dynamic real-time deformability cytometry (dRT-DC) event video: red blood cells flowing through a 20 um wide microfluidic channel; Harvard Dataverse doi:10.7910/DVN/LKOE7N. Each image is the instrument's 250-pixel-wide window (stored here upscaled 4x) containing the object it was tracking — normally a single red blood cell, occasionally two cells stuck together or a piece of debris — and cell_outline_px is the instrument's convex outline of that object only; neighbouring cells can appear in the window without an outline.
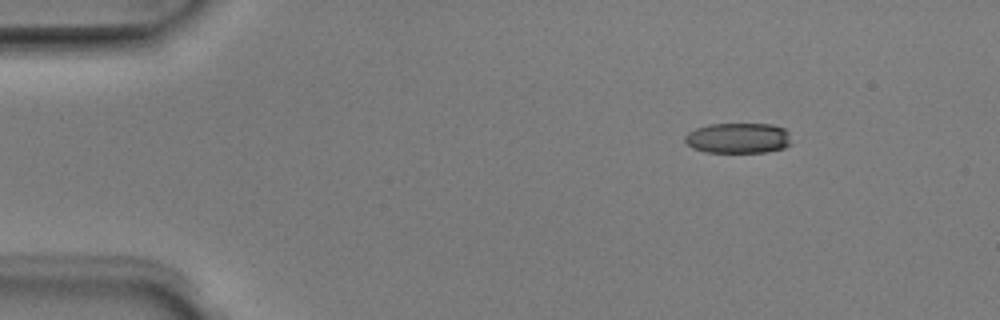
{"species": "Egyptian fruit bat (a non-hibernating species)", "species_latin": "Rousettus aegyptiacus", "temperature_condition": "room temperature", "stored_images_in_passage": 4, "camera_frame_rate_fps": 3000, "um_per_image_px": 0.085, "animal": {"sex": "male"}, "frame": {"image": 1, "passage_image": 2, "time_ms": 0.333, "image_size_px": [1000, 320], "cell_outline_px": [[792, 144], [784, 148], [764, 152], [704, 152], [692, 148], [684, 140], [684, 136], [688, 132], [696, 128], [708, 124], [772, 124], [784, 128], [788, 132]], "centroid_in_image_um": [62.74, 11.74], "position_along_channel_um": 22.3, "area_um2": 19.02}}